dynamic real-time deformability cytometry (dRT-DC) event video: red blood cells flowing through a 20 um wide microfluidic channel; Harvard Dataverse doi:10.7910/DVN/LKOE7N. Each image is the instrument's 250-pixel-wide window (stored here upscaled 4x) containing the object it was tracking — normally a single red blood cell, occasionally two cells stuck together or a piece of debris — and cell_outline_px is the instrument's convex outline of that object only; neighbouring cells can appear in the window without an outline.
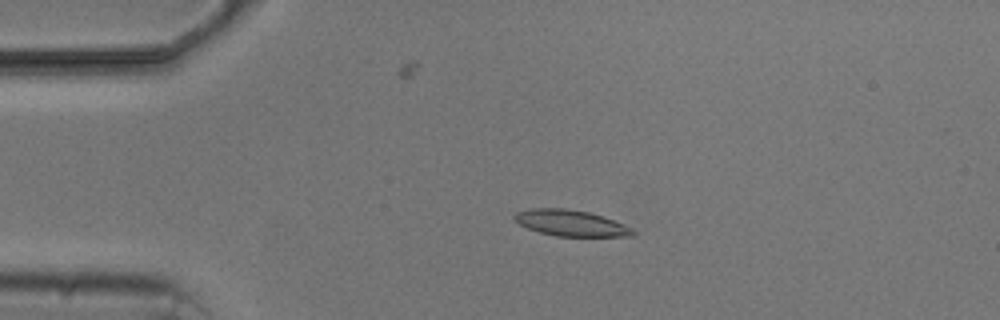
{"species": "common noctule bat (a hibernating species)", "species_latin": "Nyctalus noctula", "temperature_condition": "cold", "stored_images_in_passage": 4, "camera_frame_rate_fps": 3000, "um_per_image_px": 0.085, "animal": {"sex": "male", "body_mass_g": 20.5, "forearm_length_mm": 52.5}, "frame": {"image": 1, "passage_image": 3, "time_ms": 2.333, "image_size_px": [1000, 320], "cell_outline_px": [[636, 236], [556, 236], [540, 232], [528, 228], [512, 220], [512, 216], [516, 212], [532, 208], [564, 208], [588, 212], [612, 220], [632, 228], [636, 232]], "centroid_in_image_um": [48.48, 18.96], "position_along_channel_um": 36.5, "area_um2": 17.86}}